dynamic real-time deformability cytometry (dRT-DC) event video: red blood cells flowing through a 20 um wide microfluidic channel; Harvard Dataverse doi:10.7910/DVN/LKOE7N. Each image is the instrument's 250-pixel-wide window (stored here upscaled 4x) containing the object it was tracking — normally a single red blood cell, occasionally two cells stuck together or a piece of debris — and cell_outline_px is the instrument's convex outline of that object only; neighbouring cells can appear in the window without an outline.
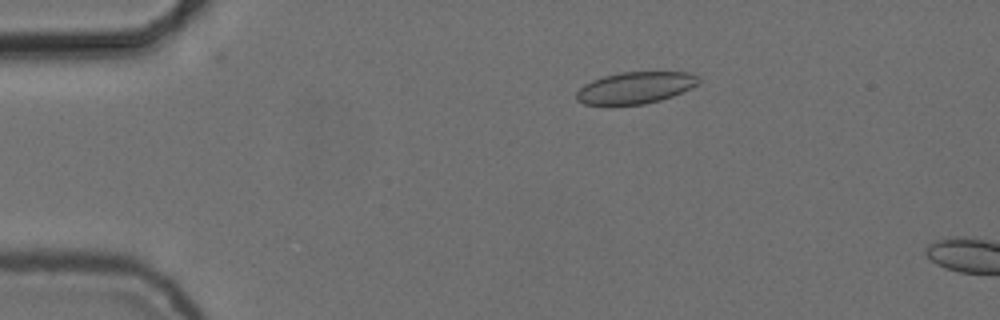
{"species": "common noctule bat (a hibernating species)", "species_latin": "Nyctalus noctula", "temperature_condition": "cold", "stored_images_in_passage": 4, "camera_frame_rate_fps": 3000, "um_per_image_px": 0.085, "animal": {"sex": "female", "body_mass_g": 24.6, "forearm_length_mm": 56.2}, "frame": {"image": 1, "passage_image": 1, "time_ms": 0.0, "image_size_px": [1000, 320], "cell_outline_px": [[700, 80], [696, 84], [672, 96], [660, 100], [644, 104], [584, 104], [576, 100], [576, 92], [584, 84], [592, 80], [604, 76], [620, 72], [688, 72], [700, 76]], "centroid_in_image_um": [53.98, 7.44], "position_along_channel_um": 31.0, "area_um2": 22.31}}